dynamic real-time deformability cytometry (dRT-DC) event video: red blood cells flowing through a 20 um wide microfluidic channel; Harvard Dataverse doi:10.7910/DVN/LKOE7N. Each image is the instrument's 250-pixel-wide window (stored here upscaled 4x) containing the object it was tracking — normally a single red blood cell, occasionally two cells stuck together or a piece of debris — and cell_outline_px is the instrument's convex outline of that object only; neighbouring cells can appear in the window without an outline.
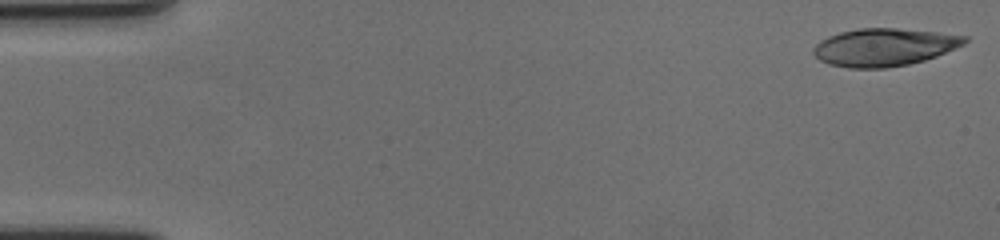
{"species": "human", "species_latin": "Homo sapiens", "temperature_condition": "cold", "stored_images_in_passage": 59, "camera_frame_rate_fps": 3000, "um_per_image_px": 0.085, "donor": {"sex": "female"}, "frame": {"image": 1, "passage_image": 1, "time_ms": 0.0, "image_size_px": [1000, 240], "cell_outline_px": [[968, 40], [964, 44], [956, 48], [936, 56], [924, 60], [908, 64], [884, 68], [848, 68], [828, 64], [820, 60], [812, 52], [812, 48], [820, 40], [828, 36], [840, 32], [860, 28], [896, 28], [940, 32], [968, 36]], "centroid_in_image_um": [75.15, 4.0], "position_along_channel_um": 9.9, "area_um2": 33.35}}
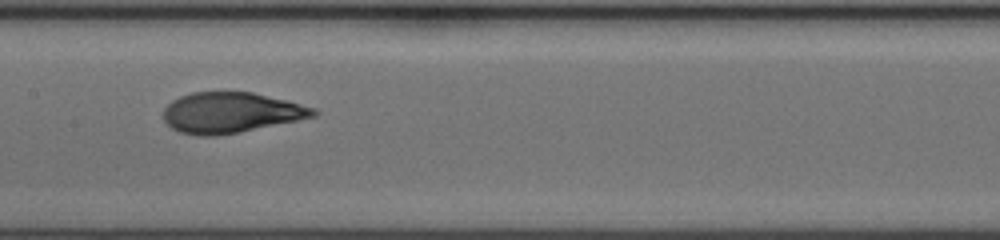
{"frame": {"image": 2, "passage_image": 30, "time_ms": 9.667, "image_size_px": [1000, 240], "cell_outline_px": [[320, 112], [316, 116], [240, 132], [216, 136], [200, 136], [180, 132], [172, 128], [164, 120], [164, 108], [172, 100], [180, 96], [192, 92], [252, 92], [288, 100], [316, 108]], "centroid_in_image_um": [19.64, 9.57], "position_along_channel_um": 187.8, "area_um2": 35.49}}
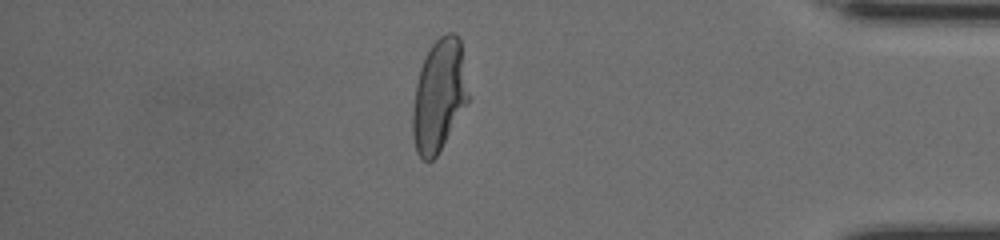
{"frame": {"image": 3, "passage_image": 51, "time_ms": 16.667, "image_size_px": [1000, 240], "cell_outline_px": [[468, 104], [436, 156], [432, 160], [424, 160], [416, 152], [412, 136], [412, 112], [416, 84], [420, 68], [432, 44], [440, 36], [448, 32], [456, 32], [460, 36], [468, 96]], "centroid_in_image_um": [37.31, 8.12], "position_along_channel_um": 397.9, "area_um2": 36.24}, "authors_computed_cell_mechanics": {"area_um2": 35.547, "velocity_mm_per_s": 3.4848, "shape_relaxation_time_tau1_ms": 5.1552, "shape_relaxation_time_tau2_ms": 0.9189, "deformation_change_tau1": 0.2415, "deformation_change_tau2": 0.0687}}